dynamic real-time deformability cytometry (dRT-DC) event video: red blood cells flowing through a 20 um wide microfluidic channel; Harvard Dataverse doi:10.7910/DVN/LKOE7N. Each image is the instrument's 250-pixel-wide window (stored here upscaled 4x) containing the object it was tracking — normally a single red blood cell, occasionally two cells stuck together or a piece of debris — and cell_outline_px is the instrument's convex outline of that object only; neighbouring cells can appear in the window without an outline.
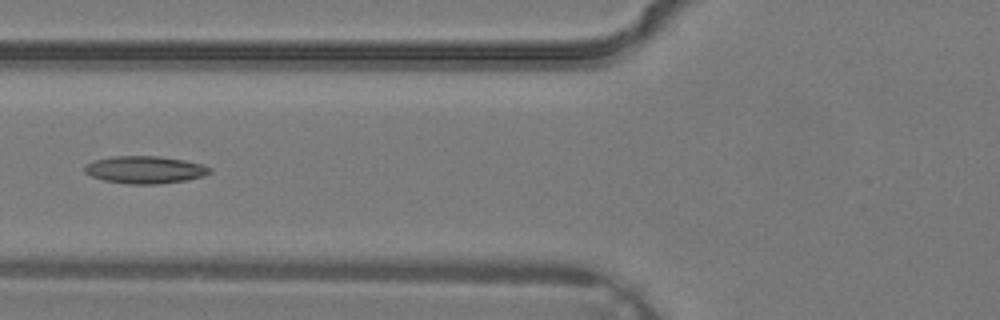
{"species": "common noctule bat (a hibernating species)", "species_latin": "Nyctalus noctula", "temperature_condition": "warm", "stored_images_in_passage": 4, "camera_frame_rate_fps": 3000, "um_per_image_px": 0.085, "animal": {"sex": "male", "body_mass_g": 19.2, "forearm_length_mm": 51.8}, "frame": {"image": 1, "passage_image": 4, "time_ms": 1.0, "image_size_px": [1000, 320], "cell_outline_px": [[212, 172], [204, 176], [188, 180], [156, 184], [128, 184], [104, 180], [92, 176], [84, 172], [84, 164], [96, 160], [112, 156], [156, 156], [184, 160], [204, 164], [212, 168]], "centroid_in_image_um": [12.35, 14.43], "position_along_channel_um": 113.4, "area_um2": 20.11}}